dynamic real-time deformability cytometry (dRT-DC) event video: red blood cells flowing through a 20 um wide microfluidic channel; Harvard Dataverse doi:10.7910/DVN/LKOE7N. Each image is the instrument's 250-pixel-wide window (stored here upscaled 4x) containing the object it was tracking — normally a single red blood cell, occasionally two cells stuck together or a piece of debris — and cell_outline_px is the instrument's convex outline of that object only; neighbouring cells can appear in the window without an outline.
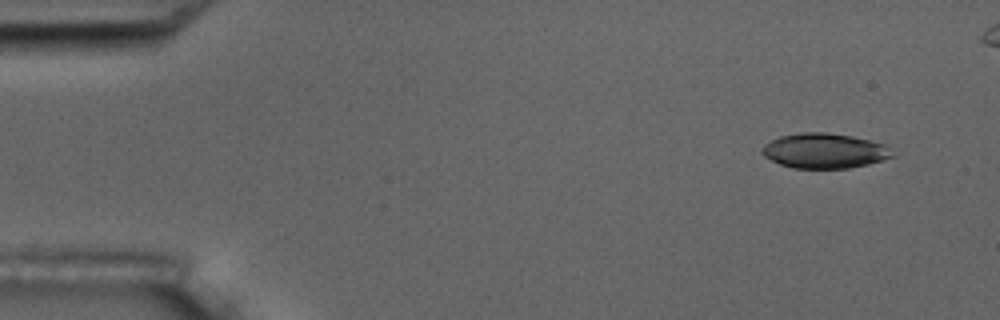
{"species": "common noctule bat (a hibernating species)", "species_latin": "Nyctalus noctula", "temperature_condition": "room temperature", "stored_images_in_passage": 6, "camera_frame_rate_fps": 3000, "um_per_image_px": 0.085, "animal": {"sex": "male", "body_mass_g": 17.5, "forearm_length_mm": 52.3}, "frame": {"image": 1, "passage_image": 1, "time_ms": 0.0, "image_size_px": [1000, 320], "cell_outline_px": [[896, 156], [868, 164], [848, 168], [792, 168], [780, 164], [764, 156], [760, 152], [764, 144], [780, 136], [800, 132], [828, 132], [852, 136], [884, 144]], "centroid_in_image_um": [70.06, 12.81], "position_along_channel_um": 14.9, "area_um2": 26.53}}